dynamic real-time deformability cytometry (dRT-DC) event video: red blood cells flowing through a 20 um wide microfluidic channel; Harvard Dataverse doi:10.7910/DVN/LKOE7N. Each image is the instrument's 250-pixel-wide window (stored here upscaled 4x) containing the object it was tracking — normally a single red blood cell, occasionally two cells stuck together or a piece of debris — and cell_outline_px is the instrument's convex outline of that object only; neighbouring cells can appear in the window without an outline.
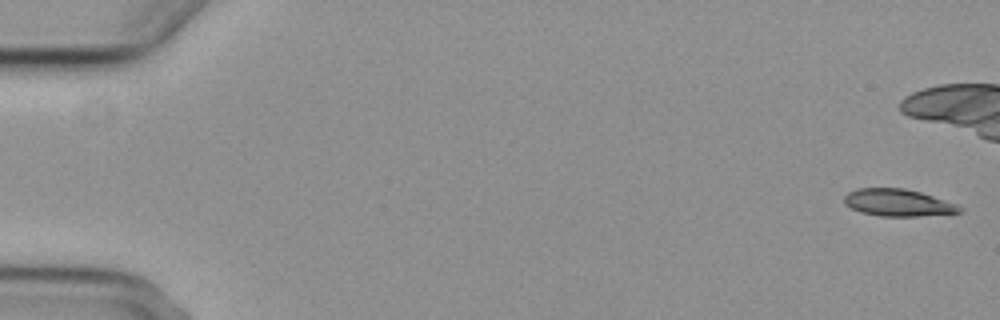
{"species": "common noctule bat (a hibernating species)", "species_latin": "Nyctalus noctula", "temperature_condition": "cold", "stored_images_in_passage": 8, "camera_frame_rate_fps": 3000, "um_per_image_px": 0.085, "animal": {"sex": "female", "body_mass_g": 29.2, "forearm_length_mm": 56.3}, "frame": {"image": 1, "passage_image": 1, "time_ms": 0.0, "image_size_px": [1000, 320], "cell_outline_px": [[964, 212], [920, 216], [880, 216], [860, 212], [844, 204], [844, 196], [848, 192], [856, 188], [904, 188], [920, 192], [956, 204], [964, 208]], "centroid_in_image_um": [76.32, 17.23], "position_along_channel_um": 8.7, "area_um2": 18.26}}